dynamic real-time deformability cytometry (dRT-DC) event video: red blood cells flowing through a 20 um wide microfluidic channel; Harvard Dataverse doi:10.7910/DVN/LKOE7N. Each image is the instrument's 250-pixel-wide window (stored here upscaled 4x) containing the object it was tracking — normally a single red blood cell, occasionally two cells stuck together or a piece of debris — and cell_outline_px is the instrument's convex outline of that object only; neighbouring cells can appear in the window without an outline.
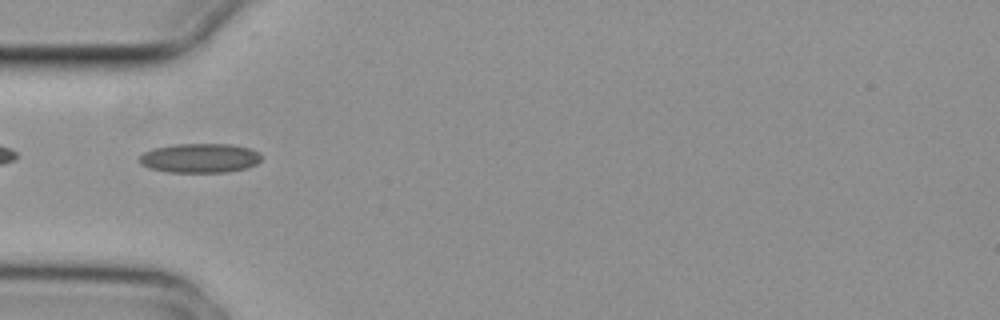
{"species": "common noctule bat (a hibernating species)", "species_latin": "Nyctalus noctula", "temperature_condition": "cold", "stored_images_in_passage": 6, "camera_frame_rate_fps": 3000, "um_per_image_px": 0.085, "animal": {"sex": "female", "body_mass_g": 29.2, "forearm_length_mm": 56.3}, "frame": {"image": 1, "passage_image": 3, "time_ms": 0.667, "image_size_px": [1000, 320], "cell_outline_px": [[260, 160], [256, 164], [248, 168], [228, 172], [168, 172], [148, 168], [140, 164], [140, 156], [144, 152], [152, 148], [176, 144], [228, 144], [248, 148], [260, 152]], "centroid_in_image_um": [16.98, 13.44], "position_along_channel_um": 68.0, "area_um2": 20.92}}
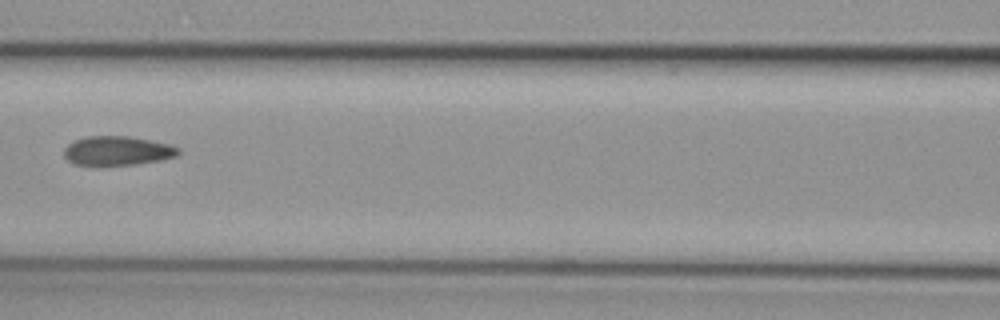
{"frame": {"image": 2, "passage_image": 5, "time_ms": 1.333, "image_size_px": [1000, 320], "cell_outline_px": [[180, 152], [176, 156], [160, 160], [136, 164], [96, 168], [72, 164], [64, 156], [64, 148], [68, 144], [76, 140], [88, 136], [128, 136], [168, 144], [180, 148]], "centroid_in_image_um": [9.91, 12.86], "position_along_channel_um": 156.7, "area_um2": 20.0}}
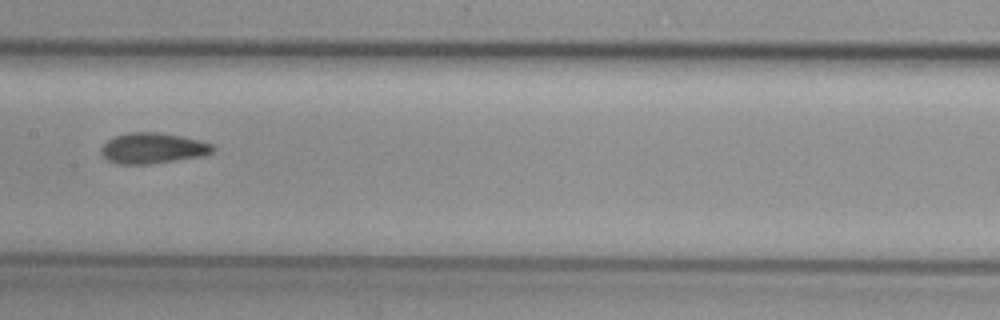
{"frame": {"image": 3, "passage_image": 6, "time_ms": 1.667, "image_size_px": [1000, 320], "cell_outline_px": [[216, 148], [212, 152], [204, 156], [152, 164], [116, 164], [108, 160], [100, 152], [100, 148], [108, 140], [116, 136], [128, 132], [156, 132], [180, 136], [200, 140], [212, 144]], "centroid_in_image_um": [13.0, 12.61], "position_along_channel_um": 194.4, "area_um2": 20.06}}